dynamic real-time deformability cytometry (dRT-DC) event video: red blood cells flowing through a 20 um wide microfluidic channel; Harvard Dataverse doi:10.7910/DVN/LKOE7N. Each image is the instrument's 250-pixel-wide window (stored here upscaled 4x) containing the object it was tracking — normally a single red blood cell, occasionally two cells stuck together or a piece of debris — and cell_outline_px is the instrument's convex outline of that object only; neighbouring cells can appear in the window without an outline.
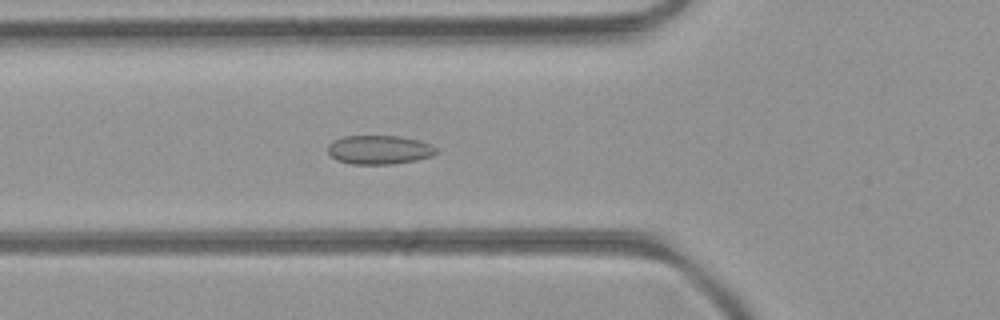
{"species": "common noctule bat (a hibernating species)", "species_latin": "Nyctalus noctula", "temperature_condition": "room temperature", "stored_images_in_passage": 45, "camera_frame_rate_fps": 3000, "um_per_image_px": 0.085, "animal": {"sex": "female", "body_mass_g": 21.9}, "frame": {"image": 1, "passage_image": 13, "time_ms": 4.0, "image_size_px": [1000, 320], "cell_outline_px": [[436, 152], [432, 156], [416, 160], [392, 164], [352, 164], [336, 160], [328, 152], [328, 144], [332, 140], [344, 136], [400, 136], [420, 140], [432, 144], [436, 148]], "centroid_in_image_um": [32.23, 12.72], "position_along_channel_um": 93.6, "area_um2": 18.38}}
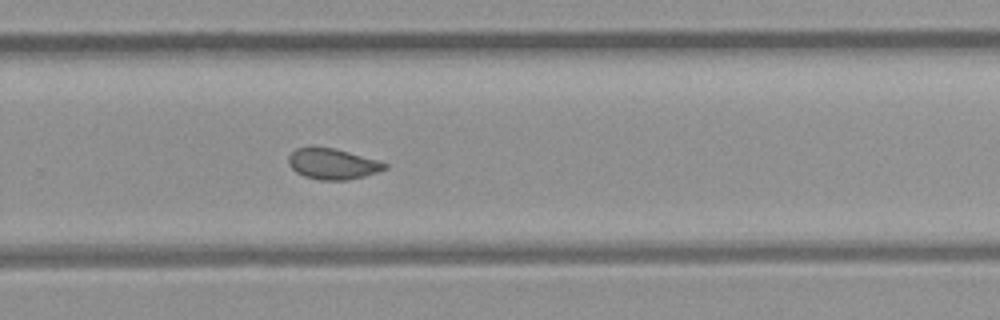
{"frame": {"image": 2, "passage_image": 28, "time_ms": 9.0, "image_size_px": [1000, 320], "cell_outline_px": [[388, 168], [364, 176], [348, 180], [320, 180], [304, 176], [296, 172], [288, 164], [288, 156], [296, 148], [312, 144], [332, 148], [348, 152], [376, 160], [388, 164]], "centroid_in_image_um": [28.21, 13.91], "position_along_channel_um": 301.6, "area_um2": 17.46}}
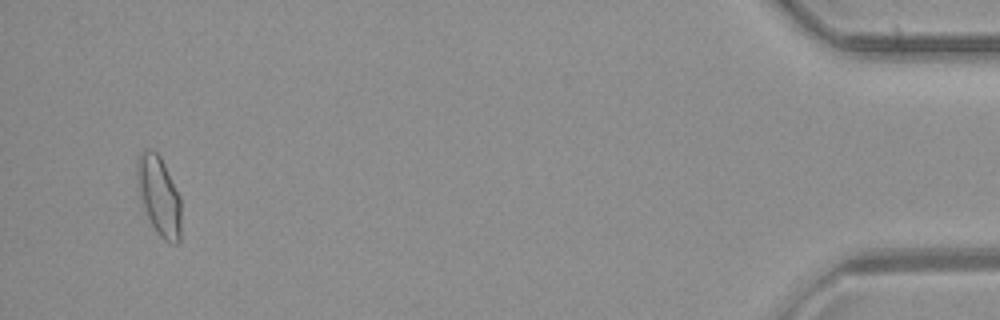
{"frame": {"image": 3, "passage_image": 43, "time_ms": 14.0, "image_size_px": [1000, 320], "cell_outline_px": [[180, 240], [176, 244], [172, 244], [164, 240], [156, 232], [148, 216], [136, 180], [136, 160], [140, 152], [144, 148], [148, 148], [156, 152], [160, 156], [180, 196]], "centroid_in_image_um": [13.51, 16.61], "position_along_channel_um": 421.7, "area_um2": 20.11}, "authors_computed_cell_mechanics": {"area_um2": 18.3804, "velocity_mm_per_s": 4.1609, "shape_relaxation_time_tau1_ms": null, "shape_relaxation_time_tau2_ms": 1.2311, "deformation_change_tau1": null, "deformation_change_tau2": 0.0475}}